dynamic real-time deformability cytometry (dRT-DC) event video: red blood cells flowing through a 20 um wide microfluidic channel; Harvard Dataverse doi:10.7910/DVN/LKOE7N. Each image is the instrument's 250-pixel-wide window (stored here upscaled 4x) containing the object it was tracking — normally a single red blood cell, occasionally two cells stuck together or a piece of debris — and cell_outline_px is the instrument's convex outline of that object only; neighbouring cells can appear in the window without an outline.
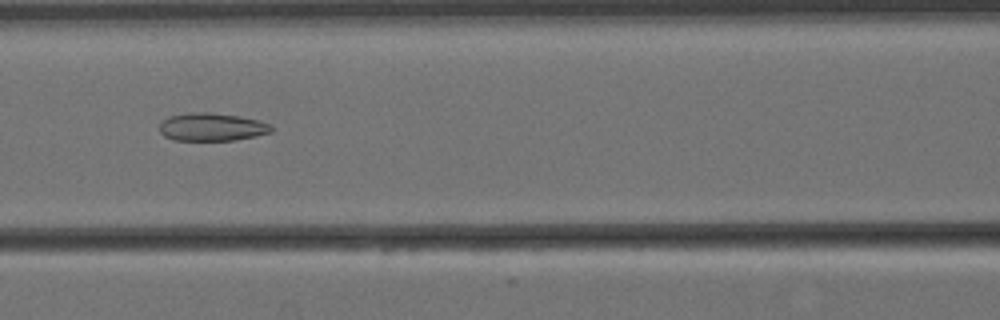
{"species": "Egyptian fruit bat (a non-hibernating species)", "species_latin": "Rousettus aegyptiacus", "temperature_condition": "cold", "stored_images_in_passage": 9, "camera_frame_rate_fps": 3000, "um_per_image_px": 0.085, "animal": {"sex": "female"}, "frame": {"image": 1, "passage_image": 6, "time_ms": 1.667, "image_size_px": [1000, 320], "cell_outline_px": [[272, 132], [256, 136], [236, 140], [172, 140], [164, 136], [160, 132], [160, 124], [168, 116], [188, 112], [212, 112], [240, 116], [260, 120], [272, 124]], "centroid_in_image_um": [18.03, 10.78], "position_along_channel_um": 148.6, "area_um2": 18.5}}
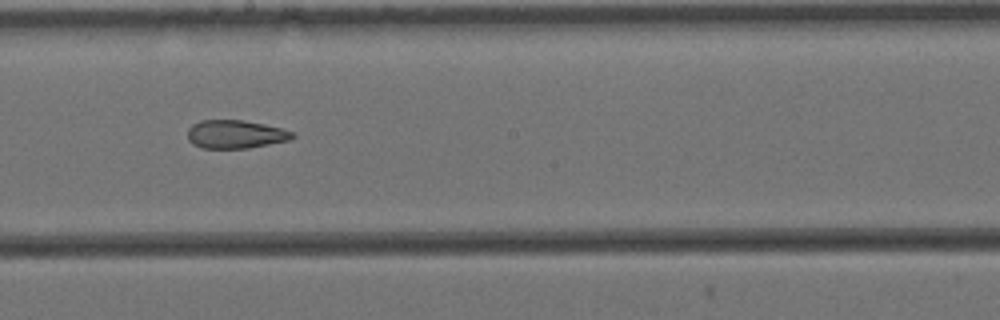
{"frame": {"image": 2, "passage_image": 8, "time_ms": 2.333, "image_size_px": [1000, 320], "cell_outline_px": [[296, 136], [292, 140], [248, 148], [200, 148], [192, 144], [188, 140], [188, 128], [192, 124], [200, 120], [244, 120], [264, 124], [296, 132]], "centroid_in_image_um": [20.04, 11.41], "position_along_channel_um": 228.2, "area_um2": 17.57}}
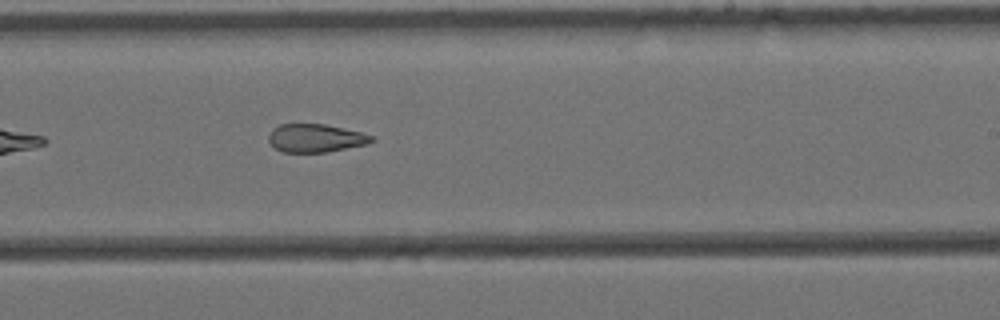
{"frame": {"image": 3, "passage_image": 9, "time_ms": 2.667, "image_size_px": [1000, 320], "cell_outline_px": [[376, 140], [368, 144], [328, 152], [280, 152], [268, 140], [268, 136], [272, 128], [280, 124], [324, 124], [360, 132], [372, 136]], "centroid_in_image_um": [26.82, 11.74], "position_along_channel_um": 262.2, "area_um2": 16.94}}